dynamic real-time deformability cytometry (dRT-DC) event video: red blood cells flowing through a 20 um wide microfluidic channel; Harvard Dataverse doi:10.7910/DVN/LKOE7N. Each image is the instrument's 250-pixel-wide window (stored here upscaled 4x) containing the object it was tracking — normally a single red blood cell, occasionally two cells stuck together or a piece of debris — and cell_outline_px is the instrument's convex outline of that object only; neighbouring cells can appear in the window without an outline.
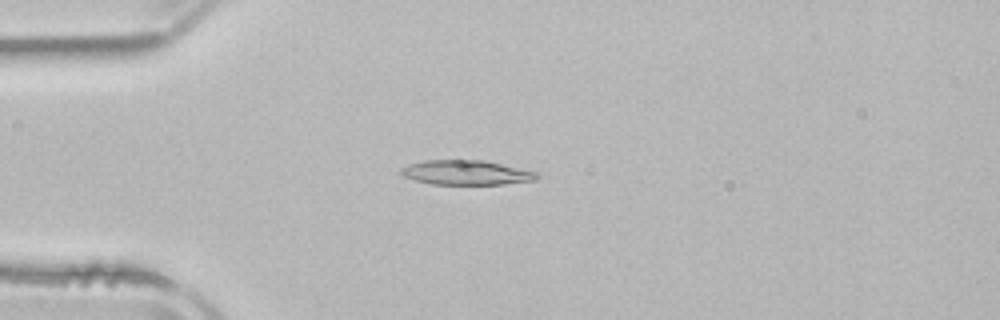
{"species": "common noctule bat (a hibernating species)", "species_latin": "Nyctalus noctula", "temperature_condition": "room temperature", "stored_images_in_passage": 3, "camera_frame_rate_fps": 3000, "um_per_image_px": 0.085, "animal": {"sex": "male", "body_mass_g": 21.5, "forearm_length_mm": 52.0}, "frame": {"image": 1, "passage_image": 3, "time_ms": 2.667, "image_size_px": [1000, 320], "cell_outline_px": [[540, 176], [536, 180], [504, 184], [432, 184], [416, 180], [404, 176], [400, 172], [400, 168], [424, 160], [484, 160], [540, 172]], "centroid_in_image_um": [39.7, 14.67], "position_along_channel_um": 45.3, "area_um2": 19.48}}